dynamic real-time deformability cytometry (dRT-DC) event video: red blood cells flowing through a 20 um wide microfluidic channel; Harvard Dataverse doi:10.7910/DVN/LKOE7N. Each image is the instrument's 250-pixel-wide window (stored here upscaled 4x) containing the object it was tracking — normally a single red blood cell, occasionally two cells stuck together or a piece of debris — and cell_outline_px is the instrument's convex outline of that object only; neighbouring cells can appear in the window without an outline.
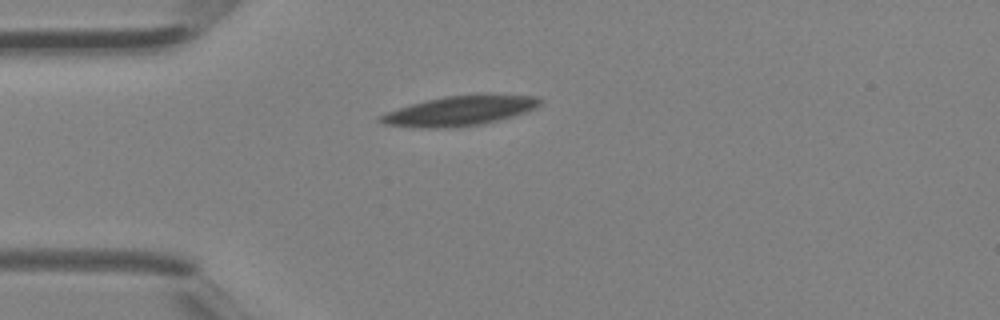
{"species": "Egyptian fruit bat (a non-hibernating species)", "species_latin": "Rousettus aegyptiacus", "temperature_condition": "room temperature", "stored_images_in_passage": 2, "camera_frame_rate_fps": 3000, "um_per_image_px": 0.085, "animal": {"sex": "female"}, "frame": {"image": 1, "passage_image": 1, "time_ms": 0.0, "image_size_px": [1000, 320], "cell_outline_px": [[544, 100], [540, 104], [528, 112], [480, 124], [456, 128], [412, 128], [384, 124], [376, 120], [376, 116], [412, 104], [444, 96], [484, 92], [488, 92], [540, 96]], "centroid_in_image_um": [39.14, 9.39], "position_along_channel_um": 45.9, "area_um2": 28.61}}